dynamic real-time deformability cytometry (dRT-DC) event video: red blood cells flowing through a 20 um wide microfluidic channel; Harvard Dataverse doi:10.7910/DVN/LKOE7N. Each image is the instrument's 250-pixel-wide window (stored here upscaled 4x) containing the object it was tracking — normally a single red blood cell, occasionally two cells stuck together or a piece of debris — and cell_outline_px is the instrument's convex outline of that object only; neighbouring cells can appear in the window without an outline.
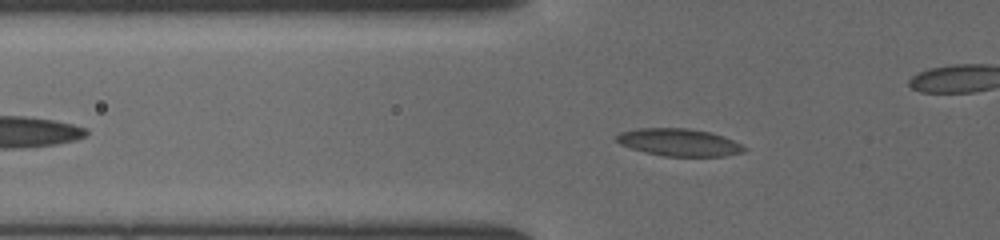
{"species": "common noctule bat (a hibernating species)", "species_latin": "Nyctalus noctula", "temperature_condition": "cold", "stored_images_in_passage": 43, "camera_frame_rate_fps": 3000, "um_per_image_px": 0.085, "animal": {"sex": "female", "body_mass_g": 19.5, "forearm_length_mm": 54.1}, "frame": {"image": 1, "passage_image": 10, "time_ms": 3.0, "image_size_px": [1000, 240], "cell_outline_px": [[748, 148], [744, 152], [724, 156], [664, 156], [644, 152], [620, 144], [616, 140], [616, 136], [620, 132], [636, 128], [688, 128], [712, 132], [724, 136]], "centroid_in_image_um": [57.73, 12.09], "position_along_channel_um": 68.1, "area_um2": 20.46}}
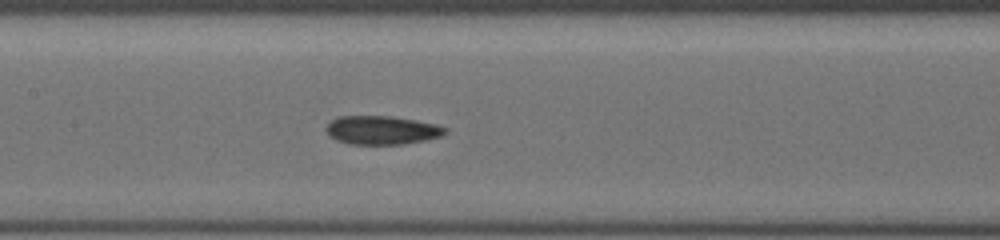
{"frame": {"image": 2, "passage_image": 18, "time_ms": 5.667, "image_size_px": [1000, 240], "cell_outline_px": [[448, 132], [440, 136], [428, 140], [404, 144], [348, 144], [336, 140], [324, 128], [332, 120], [340, 116], [392, 116], [436, 124], [448, 128]], "centroid_in_image_um": [32.49, 11.06], "position_along_channel_um": 174.9, "area_um2": 19.88}}
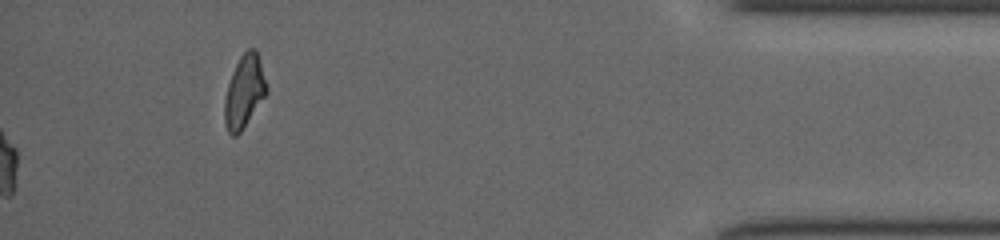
{"frame": {"image": 3, "passage_image": 43, "time_ms": 14.0, "image_size_px": [1000, 240], "cell_outline_px": [[268, 92], [240, 132], [236, 136], [232, 136], [228, 132], [224, 120], [224, 100], [228, 84], [232, 72], [240, 56], [248, 48], [256, 48], [268, 88]], "centroid_in_image_um": [20.76, 7.77], "position_along_channel_um": 414.4, "area_um2": 17.69}}